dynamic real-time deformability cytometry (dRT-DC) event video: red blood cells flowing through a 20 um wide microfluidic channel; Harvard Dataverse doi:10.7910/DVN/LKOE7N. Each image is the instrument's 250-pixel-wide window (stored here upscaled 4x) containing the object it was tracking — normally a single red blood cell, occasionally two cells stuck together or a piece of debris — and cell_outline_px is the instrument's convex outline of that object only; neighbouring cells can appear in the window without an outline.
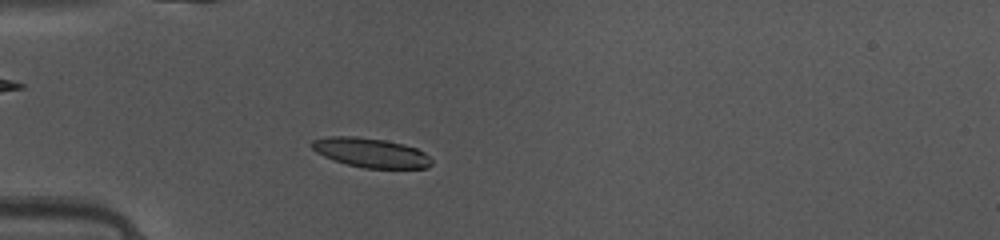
{"species": "common noctule bat (a hibernating species)", "species_latin": "Nyctalus noctula", "temperature_condition": "warm", "stored_images_in_passage": 48, "camera_frame_rate_fps": 3000, "um_per_image_px": 0.085, "animal": {"sex": "female", "body_mass_g": 10.0, "forearm_length_mm": 53.1}, "frame": {"image": 1, "passage_image": 14, "time_ms": 4.333, "image_size_px": [1000, 240], "cell_outline_px": [[432, 164], [428, 168], [364, 168], [348, 164], [324, 156], [316, 152], [308, 144], [312, 140], [324, 136], [356, 136], [384, 140], [404, 144], [416, 148], [424, 152], [432, 160]], "centroid_in_image_um": [31.5, 12.97], "position_along_channel_um": 53.5, "area_um2": 20.58}}
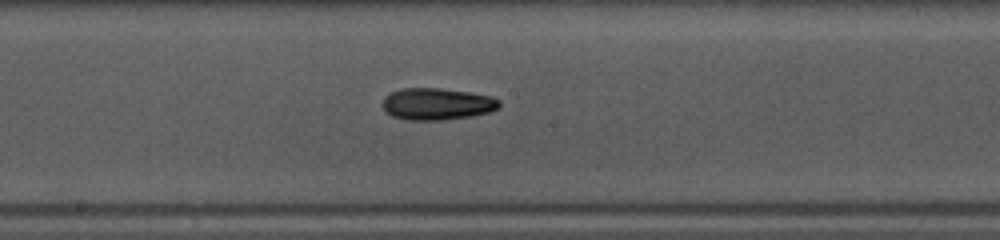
{"frame": {"image": 2, "passage_image": 26, "time_ms": 8.333, "image_size_px": [1000, 240], "cell_outline_px": [[500, 108], [488, 112], [472, 116], [440, 120], [404, 120], [392, 116], [384, 112], [384, 96], [400, 88], [440, 88], [468, 92], [492, 96], [500, 100]], "centroid_in_image_um": [37.14, 8.84], "position_along_channel_um": 211.1, "area_um2": 21.79}}
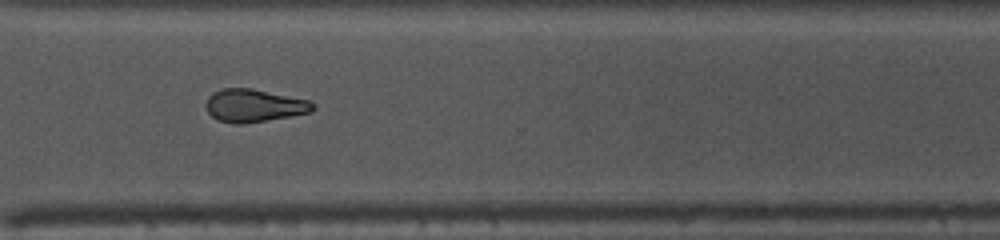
{"frame": {"image": 3, "passage_image": 36, "time_ms": 11.667, "image_size_px": [1000, 240], "cell_outline_px": [[316, 108], [312, 112], [244, 124], [236, 124], [220, 120], [212, 116], [208, 112], [204, 104], [208, 96], [212, 92], [224, 88], [252, 88], [312, 100], [316, 104]], "centroid_in_image_um": [21.63, 8.96], "position_along_channel_um": 349.0, "area_um2": 20.75}, "authors_computed_cell_mechanics": {"area_um2": 20.3456, "velocity_mm_per_s": 4.153, "shape_relaxation_time_tau1_ms": 5.6502, "shape_relaxation_time_tau2_ms": 8.8072, "deformation_change_tau1": 0.1387, "deformation_change_tau2": 0.1959}}